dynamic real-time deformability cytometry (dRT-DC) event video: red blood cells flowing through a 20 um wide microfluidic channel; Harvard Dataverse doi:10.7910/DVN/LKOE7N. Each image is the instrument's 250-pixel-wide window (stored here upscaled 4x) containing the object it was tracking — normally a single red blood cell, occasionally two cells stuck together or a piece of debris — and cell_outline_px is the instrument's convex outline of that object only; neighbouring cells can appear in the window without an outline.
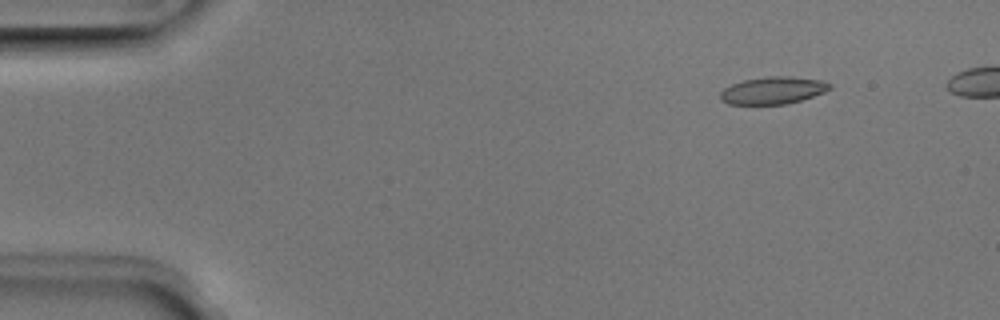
{"species": "Egyptian fruit bat (a non-hibernating species)", "species_latin": "Rousettus aegyptiacus", "temperature_condition": "room temperature", "stored_images_in_passage": 43, "camera_frame_rate_fps": 3000, "um_per_image_px": 0.085, "animal": {"sex": "male"}, "frame": {"image": 1, "passage_image": 2, "time_ms": 0.333, "image_size_px": [1000, 320], "cell_outline_px": [[832, 88], [824, 92], [800, 100], [784, 104], [728, 104], [720, 100], [720, 92], [724, 88], [732, 84], [744, 80], [768, 76], [788, 76], [824, 80], [832, 84]], "centroid_in_image_um": [65.71, 7.67], "position_along_channel_um": 19.3, "area_um2": 17.4}}
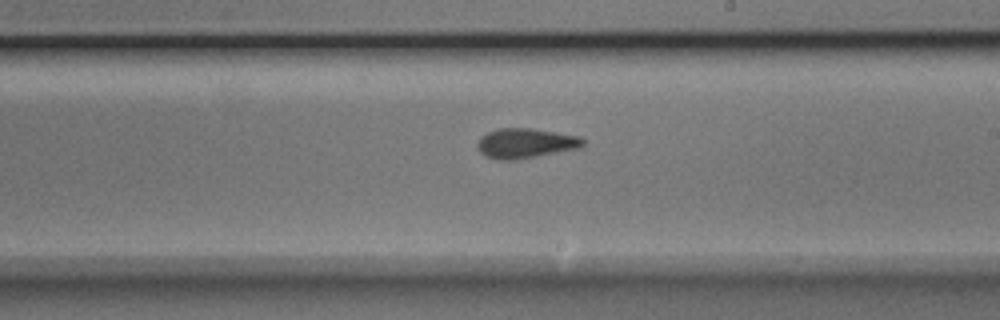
{"frame": {"image": 2, "passage_image": 26, "time_ms": 8.333, "image_size_px": [1000, 320], "cell_outline_px": [[584, 144], [580, 148], [512, 160], [500, 160], [488, 156], [480, 152], [476, 148], [476, 144], [480, 136], [488, 132], [500, 128], [532, 128], [580, 136], [584, 140]], "centroid_in_image_um": [44.65, 12.16], "position_along_channel_um": 244.3, "area_um2": 18.26}}
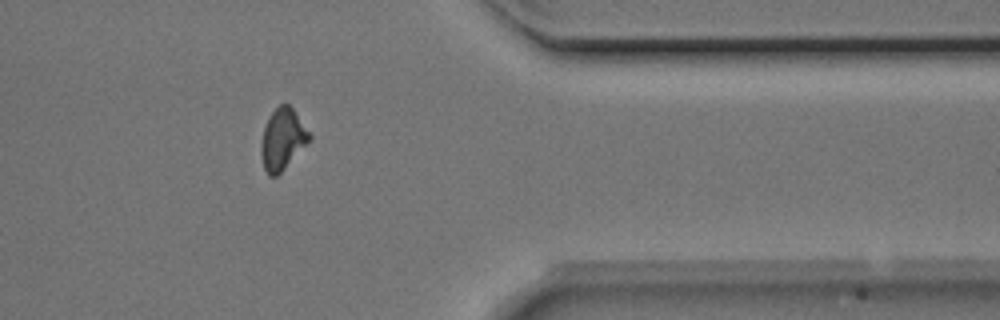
{"frame": {"image": 3, "passage_image": 38, "time_ms": 12.333, "image_size_px": [1000, 320], "cell_outline_px": [[312, 140], [276, 176], [268, 176], [264, 168], [260, 152], [260, 148], [264, 128], [268, 116], [280, 104], [288, 104], [292, 108], [312, 136]], "centroid_in_image_um": [24.02, 11.84], "position_along_channel_um": 387.4, "area_um2": 17.11}}